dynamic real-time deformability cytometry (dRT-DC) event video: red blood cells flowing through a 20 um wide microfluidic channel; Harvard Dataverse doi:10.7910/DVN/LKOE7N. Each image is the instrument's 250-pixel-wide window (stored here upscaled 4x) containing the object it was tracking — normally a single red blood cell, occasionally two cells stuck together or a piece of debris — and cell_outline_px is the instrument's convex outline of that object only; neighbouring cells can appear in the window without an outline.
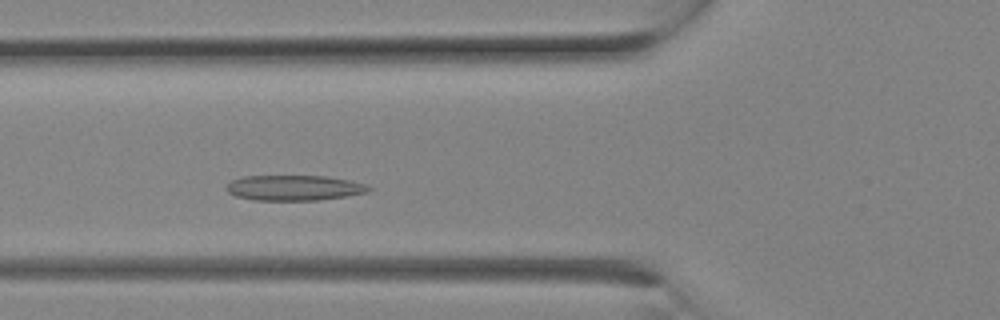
{"species": "Egyptian fruit bat (a non-hibernating species)", "species_latin": "Rousettus aegyptiacus", "temperature_condition": "room temperature", "stored_images_in_passage": 9, "camera_frame_rate_fps": 3000, "um_per_image_px": 0.085, "animal": {"sex": "female"}, "frame": {"image": 1, "passage_image": 6, "time_ms": 1.667, "image_size_px": [1000, 320], "cell_outline_px": [[372, 188], [368, 192], [348, 196], [316, 200], [252, 200], [236, 196], [228, 192], [224, 188], [232, 180], [244, 176], [324, 176], [352, 180], [364, 184]], "centroid_in_image_um": [25.0, 15.96], "position_along_channel_um": 100.8, "area_um2": 21.04}}
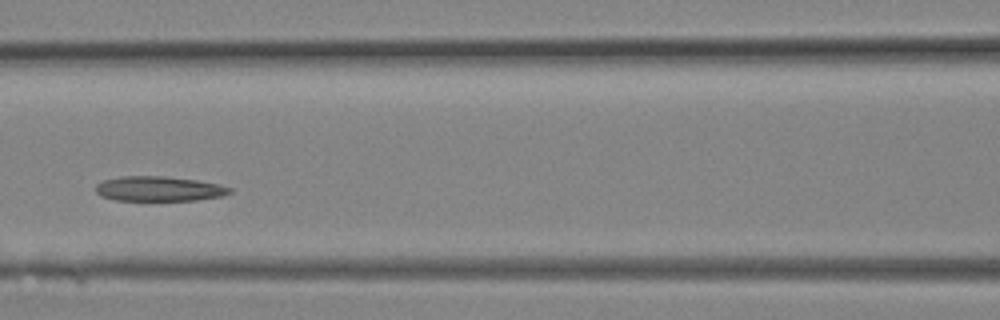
{"frame": {"image": 2, "passage_image": 8, "time_ms": 2.333, "image_size_px": [1000, 320], "cell_outline_px": [[232, 192], [220, 196], [196, 200], [116, 200], [100, 196], [96, 192], [96, 184], [104, 180], [120, 176], [164, 176], [196, 180], [216, 184], [232, 188]], "centroid_in_image_um": [13.47, 16.04], "position_along_channel_um": 153.1, "area_um2": 19.25}}